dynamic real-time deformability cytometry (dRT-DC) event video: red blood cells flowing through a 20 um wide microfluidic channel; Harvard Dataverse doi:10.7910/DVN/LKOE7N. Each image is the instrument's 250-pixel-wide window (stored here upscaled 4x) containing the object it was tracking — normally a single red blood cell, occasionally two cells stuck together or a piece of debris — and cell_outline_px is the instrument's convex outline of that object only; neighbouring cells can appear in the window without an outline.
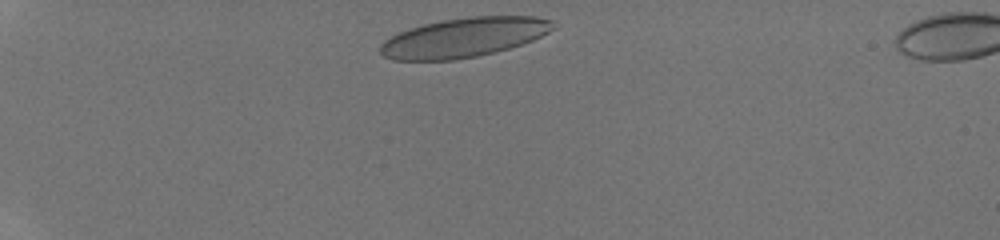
{"species": "human", "species_latin": "Homo sapiens", "temperature_condition": "room temperature", "stored_images_in_passage": 31, "camera_frame_rate_fps": 3000, "um_per_image_px": 0.085, "donor": {"sex": "male"}, "frame": {"image": 1, "passage_image": 1, "time_ms": 0.0, "image_size_px": [1000, 240], "cell_outline_px": [[556, 28], [532, 40], [496, 52], [476, 56], [452, 60], [392, 60], [384, 56], [380, 52], [380, 44], [384, 40], [408, 28], [424, 24], [444, 20], [468, 16], [536, 16], [552, 20]], "centroid_in_image_um": [39.43, 3.18], "position_along_channel_um": 45.6, "area_um2": 39.59}}
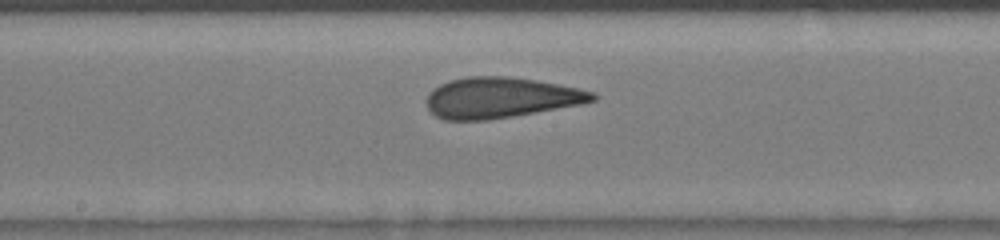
{"frame": {"image": 2, "passage_image": 15, "time_ms": 4.667, "image_size_px": [1000, 240], "cell_outline_px": [[600, 96], [596, 100], [580, 104], [512, 116], [488, 120], [444, 120], [436, 116], [424, 104], [428, 92], [432, 88], [448, 80], [468, 76], [508, 76], [536, 80], [580, 88], [592, 92]], "centroid_in_image_um": [42.51, 8.29], "position_along_channel_um": 205.7, "area_um2": 39.54}}
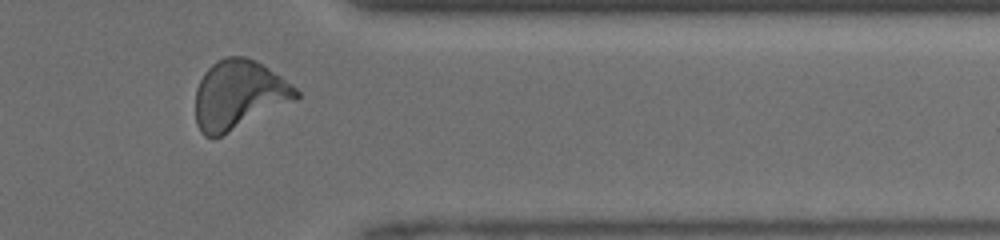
{"frame": {"image": 3, "passage_image": 27, "time_ms": 8.667, "image_size_px": [1000, 240], "cell_outline_px": [[300, 96], [296, 100], [220, 136], [204, 136], [200, 132], [196, 124], [196, 88], [204, 72], [216, 60], [224, 56], [244, 56], [256, 60], [280, 76], [296, 88], [300, 92]], "centroid_in_image_um": [20.28, 8.04], "position_along_channel_um": 391.1, "area_um2": 40.23}}